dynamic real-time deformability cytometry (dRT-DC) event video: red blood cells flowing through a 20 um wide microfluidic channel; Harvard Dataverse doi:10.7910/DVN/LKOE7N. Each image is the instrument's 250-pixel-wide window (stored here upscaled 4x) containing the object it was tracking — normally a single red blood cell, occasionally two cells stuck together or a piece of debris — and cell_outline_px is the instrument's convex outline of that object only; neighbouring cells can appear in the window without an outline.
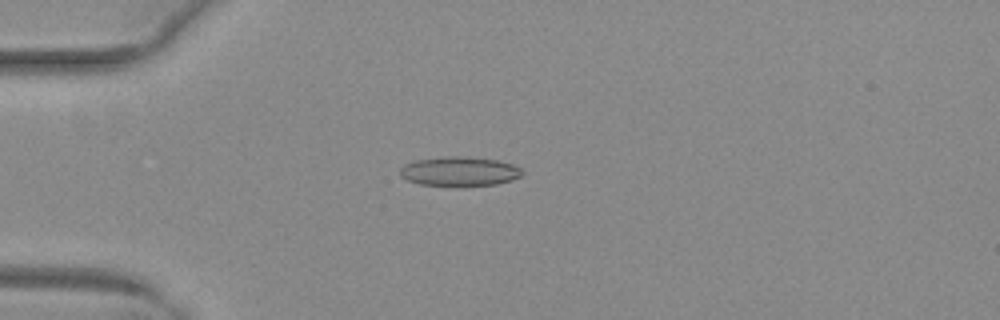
{"species": "common noctule bat (a hibernating species)", "species_latin": "Nyctalus noctula", "temperature_condition": "warm", "stored_images_in_passage": 52, "camera_frame_rate_fps": 3000, "um_per_image_px": 0.085, "animal": {"sex": "female", "body_mass_g": 29.2, "forearm_length_mm": 56.3}, "frame": {"image": 1, "passage_image": 15, "time_ms": 4.667, "image_size_px": [1000, 320], "cell_outline_px": [[524, 172], [520, 176], [512, 180], [496, 184], [456, 188], [420, 184], [408, 180], [400, 176], [400, 168], [404, 164], [416, 160], [444, 156], [460, 156], [496, 160], [512, 164], [520, 168]], "centroid_in_image_um": [39.03, 14.6], "position_along_channel_um": 46.0, "area_um2": 21.39}}
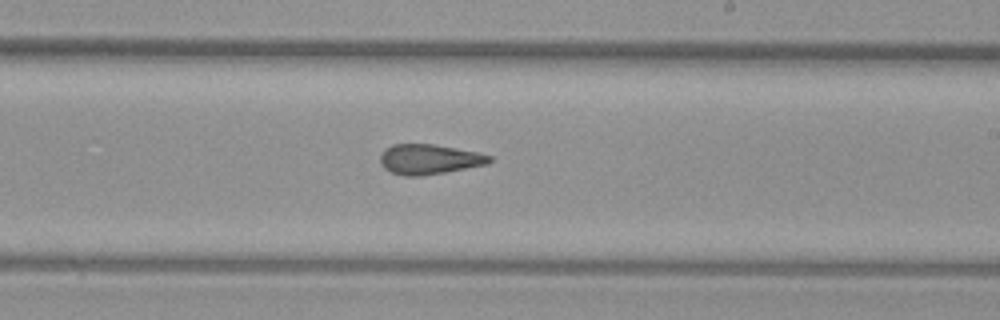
{"frame": {"image": 2, "passage_image": 32, "time_ms": 10.333, "image_size_px": [1000, 320], "cell_outline_px": [[492, 160], [488, 164], [444, 172], [420, 176], [404, 176], [392, 172], [384, 168], [380, 164], [380, 156], [384, 148], [392, 144], [432, 144], [480, 152], [492, 156]], "centroid_in_image_um": [36.47, 13.53], "position_along_channel_um": 252.5, "area_um2": 19.19}}
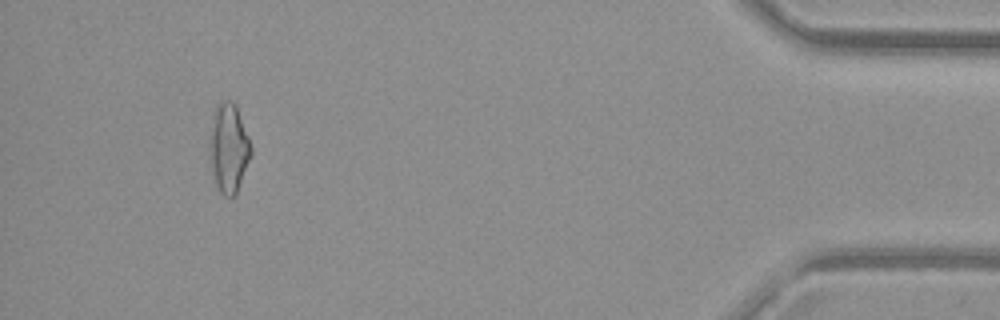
{"frame": {"image": 3, "passage_image": 49, "time_ms": 16.0, "image_size_px": [1000, 320], "cell_outline_px": [[252, 156], [236, 196], [224, 196], [220, 192], [216, 184], [212, 172], [208, 152], [208, 136], [216, 104], [220, 100], [232, 100], [236, 104], [248, 136], [252, 148]], "centroid_in_image_um": [19.43, 12.57], "position_along_channel_um": 415.8, "area_um2": 22.2}, "authors_computed_cell_mechanics": {"area_um2": 19.9121, "velocity_mm_per_s": 4.0483, "shape_relaxation_time_tau1_ms": null, "shape_relaxation_time_tau2_ms": 2.518, "deformation_change_tau1": null, "deformation_change_tau2": 0.1225}}